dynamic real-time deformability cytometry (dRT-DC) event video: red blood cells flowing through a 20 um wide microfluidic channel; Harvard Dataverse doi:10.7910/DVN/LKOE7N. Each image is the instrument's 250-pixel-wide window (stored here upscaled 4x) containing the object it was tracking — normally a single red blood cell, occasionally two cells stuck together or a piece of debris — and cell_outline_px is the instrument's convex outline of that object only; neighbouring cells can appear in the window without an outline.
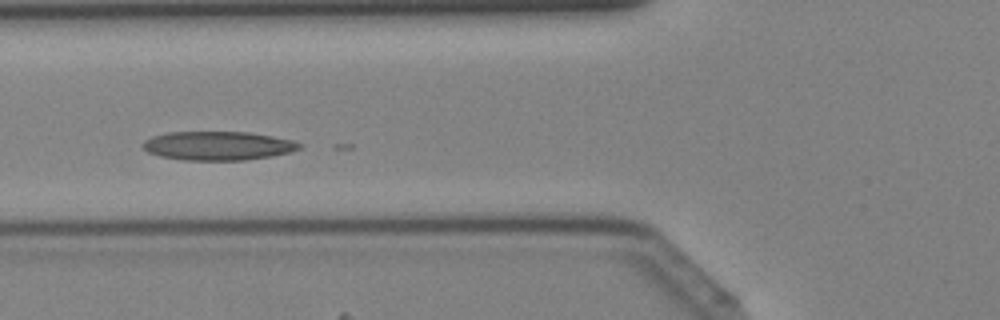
{"species": "Egyptian fruit bat (a non-hibernating species)", "species_latin": "Rousettus aegyptiacus", "temperature_condition": "cold", "stored_images_in_passage": 14, "camera_frame_rate_fps": 3000, "um_per_image_px": 0.085, "animal": {"sex": "female"}, "frame": {"image": 1, "passage_image": 6, "time_ms": 1.667, "image_size_px": [1000, 320], "cell_outline_px": [[304, 144], [300, 148], [292, 152], [272, 156], [244, 160], [184, 160], [160, 156], [148, 152], [144, 148], [144, 140], [152, 136], [168, 132], [248, 132], [272, 136], [292, 140]], "centroid_in_image_um": [18.56, 12.39], "position_along_channel_um": 107.2, "area_um2": 26.3}}
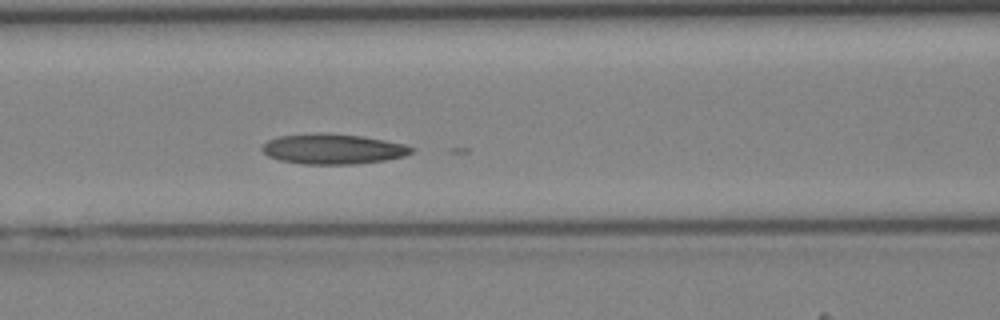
{"frame": {"image": 2, "passage_image": 8, "time_ms": 2.333, "image_size_px": [1000, 320], "cell_outline_px": [[416, 148], [412, 152], [404, 156], [384, 160], [356, 164], [304, 164], [280, 160], [268, 156], [260, 148], [268, 140], [280, 136], [328, 132], [364, 136], [404, 144]], "centroid_in_image_um": [28.32, 12.66], "position_along_channel_um": 138.3, "area_um2": 26.3}}
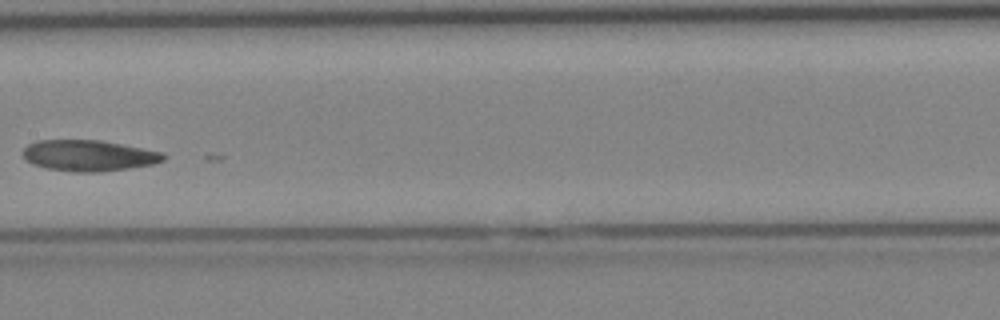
{"frame": {"image": 3, "passage_image": 12, "time_ms": 3.667, "image_size_px": [1000, 320], "cell_outline_px": [[168, 156], [164, 160], [152, 164], [128, 168], [100, 172], [76, 172], [48, 168], [32, 164], [24, 160], [24, 148], [28, 144], [36, 140], [100, 140], [164, 152]], "centroid_in_image_um": [7.55, 13.22], "position_along_channel_um": 199.8, "area_um2": 25.43}}